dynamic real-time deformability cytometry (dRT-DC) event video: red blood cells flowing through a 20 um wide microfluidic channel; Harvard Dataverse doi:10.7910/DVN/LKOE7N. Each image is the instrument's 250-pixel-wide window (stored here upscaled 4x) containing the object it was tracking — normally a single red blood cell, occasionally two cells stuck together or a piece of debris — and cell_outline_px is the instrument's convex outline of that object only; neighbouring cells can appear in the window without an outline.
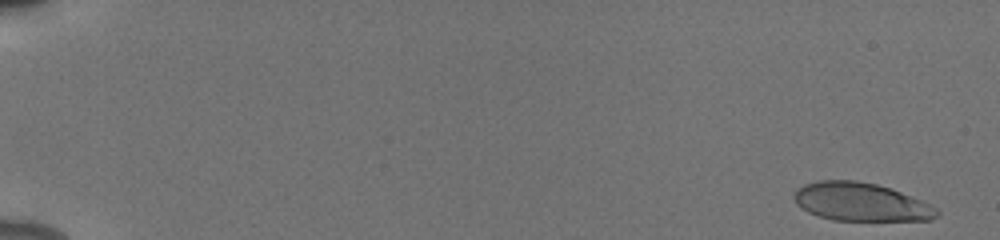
{"species": "human", "species_latin": "Homo sapiens", "temperature_condition": "cold", "stored_images_in_passage": 54, "camera_frame_rate_fps": 3000, "um_per_image_px": 0.085, "donor": {"sex": "male"}, "frame": {"image": 1, "passage_image": 2, "time_ms": 0.333, "image_size_px": [1000, 240], "cell_outline_px": [[940, 212], [932, 220], [832, 220], [808, 212], [796, 204], [792, 196], [796, 188], [804, 184], [820, 180], [856, 180], [876, 184], [892, 188], [920, 200], [936, 208]], "centroid_in_image_um": [73.13, 17.15], "position_along_channel_um": 11.9, "area_um2": 31.85}}
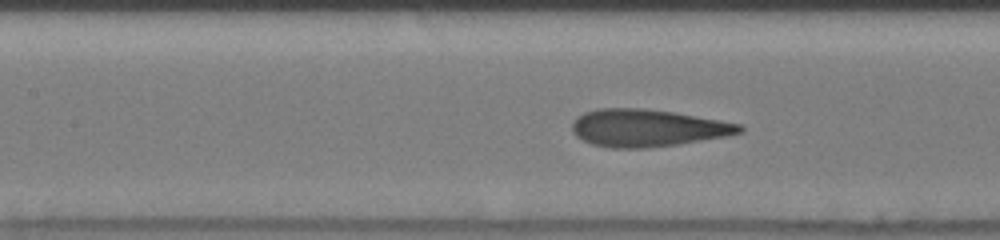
{"frame": {"image": 2, "passage_image": 27, "time_ms": 8.667, "image_size_px": [1000, 240], "cell_outline_px": [[744, 132], [728, 136], [680, 144], [648, 148], [608, 148], [592, 144], [576, 136], [572, 132], [572, 124], [576, 116], [584, 112], [600, 108], [640, 108], [672, 112], [720, 120], [740, 124], [744, 128]], "centroid_in_image_um": [55.03, 10.88], "position_along_channel_um": 152.4, "area_um2": 36.59}}
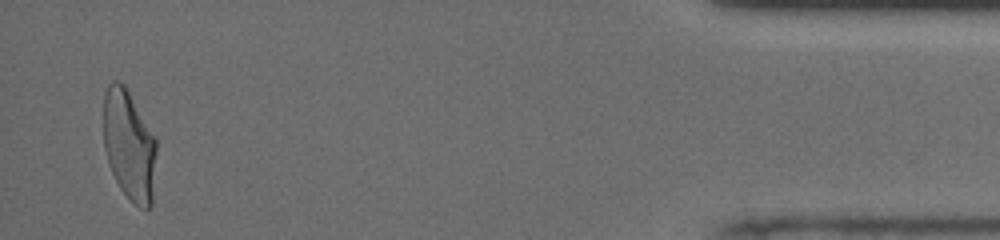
{"frame": {"image": 3, "passage_image": 53, "time_ms": 17.333, "image_size_px": [1000, 240], "cell_outline_px": [[156, 152], [152, 204], [148, 208], [140, 208], [120, 188], [112, 172], [104, 148], [104, 92], [108, 84], [112, 80], [116, 80], [124, 84], [156, 140]], "centroid_in_image_um": [10.97, 12.33], "position_along_channel_um": 424.2, "area_um2": 33.52}, "authors_computed_cell_mechanics": {"area_um2": 34.7956, "velocity_mm_per_s": 3.8916, "shape_relaxation_time_tau1_ms": 4.2224, "shape_relaxation_time_tau2_ms": 0.8803, "deformation_change_tau1": 0.2027, "deformation_change_tau2": 0.1002}}